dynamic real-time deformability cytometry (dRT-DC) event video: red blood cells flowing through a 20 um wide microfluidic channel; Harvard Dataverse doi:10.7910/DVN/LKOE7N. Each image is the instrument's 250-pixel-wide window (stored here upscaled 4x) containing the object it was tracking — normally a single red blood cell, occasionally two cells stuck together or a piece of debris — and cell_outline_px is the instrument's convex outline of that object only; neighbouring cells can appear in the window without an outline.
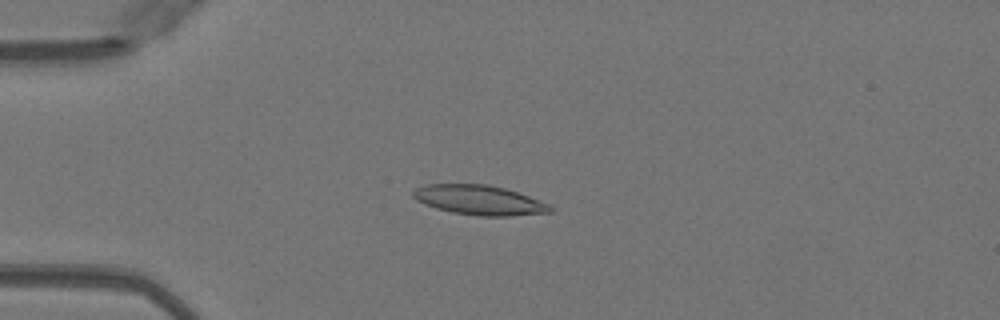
{"species": "Egyptian fruit bat (a non-hibernating species)", "species_latin": "Rousettus aegyptiacus", "temperature_condition": "warm", "stored_images_in_passage": 40, "camera_frame_rate_fps": 3000, "um_per_image_px": 0.085, "animal": {"sex": "female"}, "frame": {"image": 1, "passage_image": 3, "time_ms": 0.667, "image_size_px": [1000, 320], "cell_outline_px": [[556, 208], [552, 212], [512, 216], [480, 216], [452, 212], [436, 208], [416, 200], [412, 196], [412, 192], [416, 188], [424, 184], [488, 184], [504, 188], [528, 196], [548, 204]], "centroid_in_image_um": [40.74, 17.01], "position_along_channel_um": 44.3, "area_um2": 23.7}}
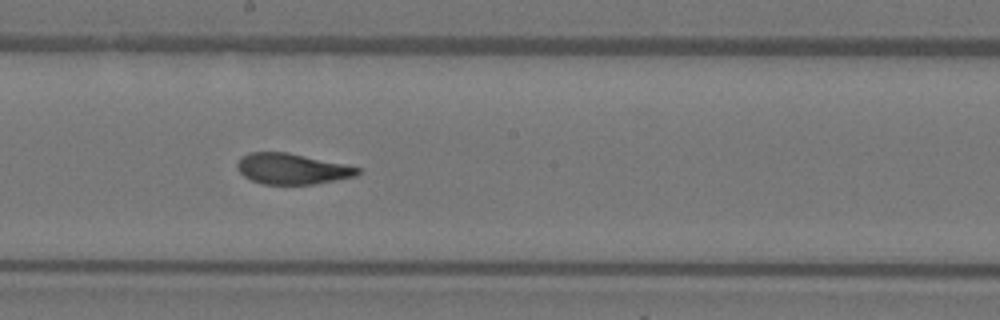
{"frame": {"image": 2, "passage_image": 18, "time_ms": 5.667, "image_size_px": [1000, 320], "cell_outline_px": [[360, 172], [356, 176], [312, 184], [264, 184], [252, 180], [244, 176], [240, 172], [236, 164], [240, 156], [248, 152], [288, 152], [344, 164], [360, 168]], "centroid_in_image_um": [24.78, 14.34], "position_along_channel_um": 223.4, "area_um2": 21.44}}
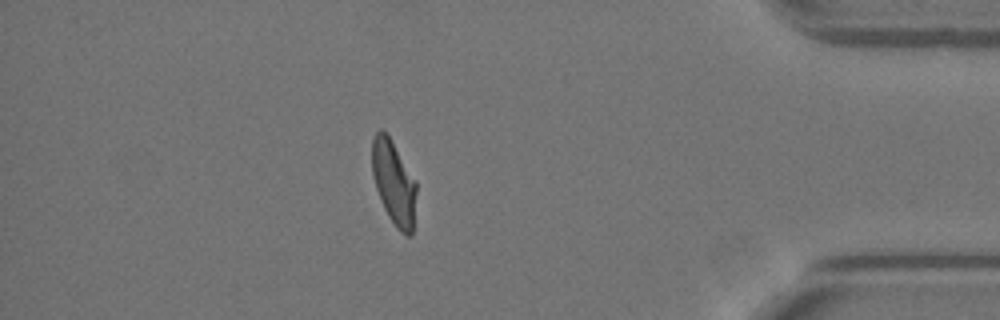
{"frame": {"image": 3, "passage_image": 34, "time_ms": 11.0, "image_size_px": [1000, 320], "cell_outline_px": [[416, 192], [412, 236], [408, 236], [400, 232], [396, 228], [388, 216], [380, 200], [372, 176], [372, 136], [380, 128], [384, 128], [416, 180]], "centroid_in_image_um": [33.46, 15.5], "position_along_channel_um": 401.7, "area_um2": 21.96}, "authors_computed_cell_mechanics": {"area_um2": 22.5998, "velocity_mm_per_s": 4.0513, "shape_relaxation_time_tau1_ms": 5.1067, "shape_relaxation_time_tau2_ms": 1.2917, "deformation_change_tau1": 0.1965, "deformation_change_tau2": 0.0804}}